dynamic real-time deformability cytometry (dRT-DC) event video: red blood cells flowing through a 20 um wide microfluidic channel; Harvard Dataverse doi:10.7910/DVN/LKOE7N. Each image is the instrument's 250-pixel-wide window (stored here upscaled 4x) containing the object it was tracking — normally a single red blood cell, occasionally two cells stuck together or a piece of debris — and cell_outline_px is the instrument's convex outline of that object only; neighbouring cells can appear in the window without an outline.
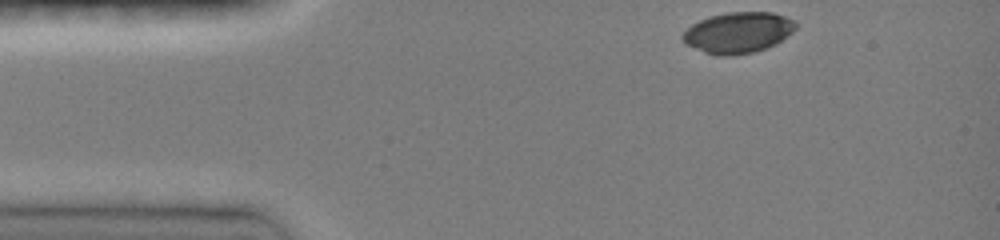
{"species": "common noctule bat (a hibernating species)", "species_latin": "Nyctalus noctula", "temperature_condition": "room temperature", "stored_images_in_passage": 51, "camera_frame_rate_fps": 3000, "um_per_image_px": 0.085, "animal": {"sex": "female", "body_mass_g": 19.0, "forearm_length_mm": 51.5}, "frame": {"image": 1, "passage_image": 1, "time_ms": 0.0, "image_size_px": [1000, 240], "cell_outline_px": [[796, 28], [792, 32], [776, 44], [752, 52], [732, 56], [716, 56], [704, 52], [684, 44], [680, 36], [692, 24], [700, 20], [712, 16], [728, 12], [772, 12], [796, 20]], "centroid_in_image_um": [62.72, 2.78], "position_along_channel_um": 22.3, "area_um2": 26.99}}
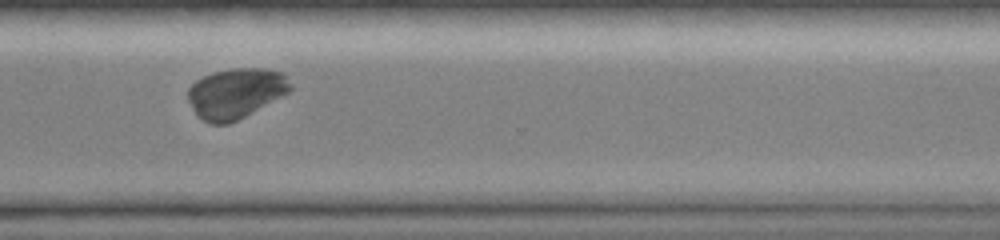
{"frame": {"image": 2, "passage_image": 42, "time_ms": 9.667, "image_size_px": [1000, 240], "cell_outline_px": [[292, 88], [288, 92], [244, 116], [228, 124], [212, 124], [204, 120], [192, 108], [188, 100], [188, 88], [196, 80], [212, 72], [232, 68], [264, 68], [284, 72], [292, 84]], "centroid_in_image_um": [20.04, 7.89], "position_along_channel_um": 350.6, "area_um2": 29.71}}
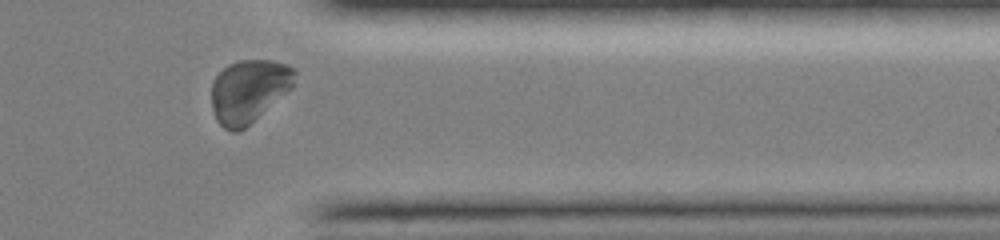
{"frame": {"image": 3, "passage_image": 46, "time_ms": 10.667, "image_size_px": [1000, 240], "cell_outline_px": [[296, 72], [292, 88], [244, 128], [236, 132], [232, 132], [224, 128], [216, 120], [212, 108], [212, 80], [228, 64], [240, 60], [272, 60], [288, 64], [296, 68]], "centroid_in_image_um": [21.15, 7.71], "position_along_channel_um": 390.2, "area_um2": 30.52}}